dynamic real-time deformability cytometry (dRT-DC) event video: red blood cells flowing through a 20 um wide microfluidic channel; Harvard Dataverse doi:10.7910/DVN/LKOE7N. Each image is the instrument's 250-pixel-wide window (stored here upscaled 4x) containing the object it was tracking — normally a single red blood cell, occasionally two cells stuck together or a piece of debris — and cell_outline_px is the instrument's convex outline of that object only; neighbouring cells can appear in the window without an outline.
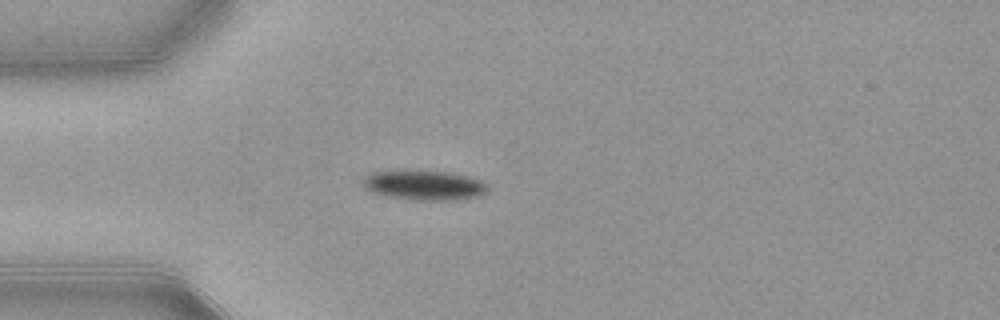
{"species": "common noctule bat (a hibernating species)", "species_latin": "Nyctalus noctula", "temperature_condition": "warm", "stored_images_in_passage": 39, "camera_frame_rate_fps": 3000, "um_per_image_px": 0.085, "animal": {"sex": "female", "body_mass_g": 21.9}, "frame": {"image": 1, "passage_image": 1, "time_ms": 0.0, "image_size_px": [1000, 320], "cell_outline_px": [[488, 188], [480, 196], [452, 200], [424, 200], [388, 196], [372, 192], [364, 188], [360, 180], [364, 176], [372, 172], [396, 168], [448, 172], [468, 176], [480, 180], [488, 184]], "centroid_in_image_um": [35.97, 15.69], "position_along_channel_um": 49.0, "area_um2": 22.2}}
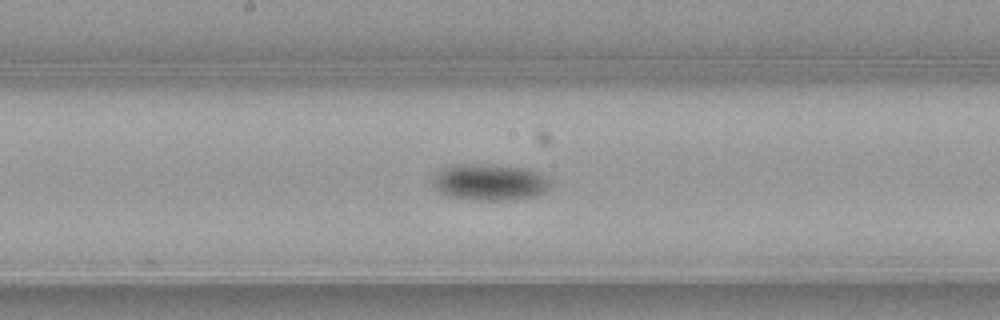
{"frame": {"image": 2, "passage_image": 14, "time_ms": 4.333, "image_size_px": [1000, 320], "cell_outline_px": [[552, 184], [544, 192], [536, 196], [516, 200], [472, 200], [448, 196], [440, 192], [436, 188], [436, 172], [440, 168], [448, 164], [488, 164], [532, 168], [544, 172], [552, 180]], "centroid_in_image_um": [41.73, 15.46], "position_along_channel_um": 206.5, "area_um2": 25.72}}
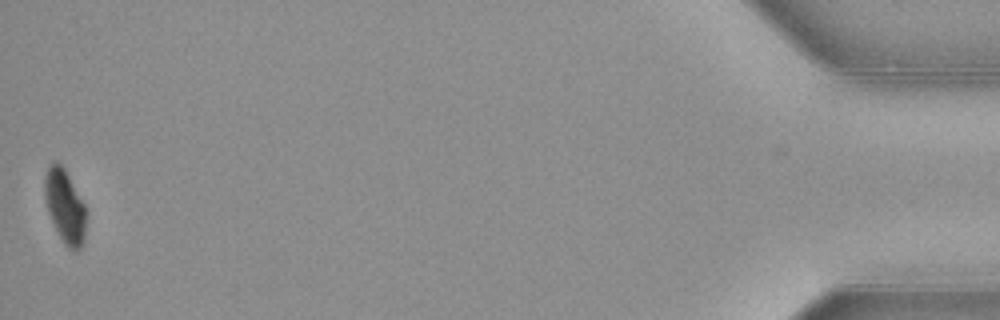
{"frame": {"image": 3, "passage_image": 39, "time_ms": 12.667, "image_size_px": [1000, 320], "cell_outline_px": [[88, 212], [84, 240], [80, 248], [76, 252], [68, 248], [64, 244], [48, 212], [44, 196], [44, 180], [48, 164], [56, 160], [64, 168], [84, 204]], "centroid_in_image_um": [5.53, 17.54], "position_along_channel_um": 429.7, "area_um2": 17.92}, "authors_computed_cell_mechanics": {"area_um2": 22.7154, "velocity_mm_per_s": 3.9083, "shape_relaxation_time_tau1_ms": 2.3099, "shape_relaxation_time_tau2_ms": null, "deformation_change_tau1": 0.1037, "deformation_change_tau2": null}}